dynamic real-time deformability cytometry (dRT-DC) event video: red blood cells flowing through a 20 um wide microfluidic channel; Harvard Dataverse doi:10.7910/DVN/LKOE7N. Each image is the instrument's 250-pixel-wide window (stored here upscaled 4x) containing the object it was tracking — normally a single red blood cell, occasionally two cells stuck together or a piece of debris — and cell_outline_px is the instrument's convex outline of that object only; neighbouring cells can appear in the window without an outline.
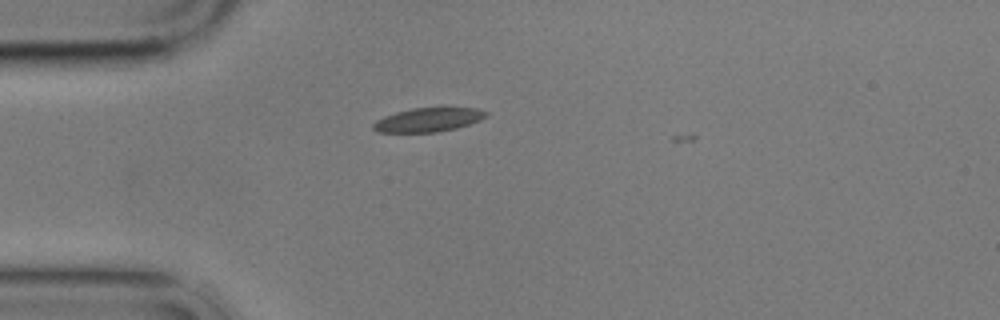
{"species": "common noctule bat (a hibernating species)", "species_latin": "Nyctalus noctula", "temperature_condition": "cold", "stored_images_in_passage": 3, "camera_frame_rate_fps": 3000, "um_per_image_px": 0.085, "animal": {"sex": "male", "body_mass_g": 17.9}, "frame": {"image": 1, "passage_image": 2, "time_ms": 2.0, "image_size_px": [1000, 320], "cell_outline_px": [[488, 116], [480, 120], [456, 128], [436, 132], [376, 132], [372, 128], [372, 124], [376, 120], [384, 116], [396, 112], [412, 108], [476, 108], [488, 112]], "centroid_in_image_um": [36.38, 10.18], "position_along_channel_um": 48.6, "area_um2": 15.66}}